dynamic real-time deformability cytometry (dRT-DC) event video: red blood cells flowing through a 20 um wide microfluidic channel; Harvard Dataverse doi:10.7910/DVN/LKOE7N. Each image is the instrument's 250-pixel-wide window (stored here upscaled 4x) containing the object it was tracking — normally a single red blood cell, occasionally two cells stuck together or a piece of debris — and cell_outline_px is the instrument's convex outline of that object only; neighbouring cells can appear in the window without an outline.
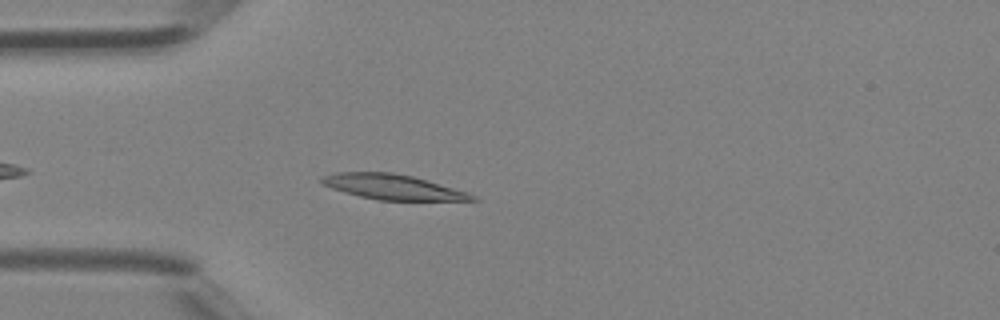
{"species": "Egyptian fruit bat (a non-hibernating species)", "species_latin": "Rousettus aegyptiacus", "temperature_condition": "room temperature", "stored_images_in_passage": 28, "camera_frame_rate_fps": 3000, "um_per_image_px": 0.085, "animal": {"sex": "female"}, "frame": {"image": 1, "passage_image": 4, "time_ms": 1.0, "image_size_px": [1000, 320], "cell_outline_px": [[480, 200], [380, 200], [360, 196], [344, 192], [332, 188], [324, 184], [320, 180], [320, 176], [336, 172], [392, 172], [412, 176], [468, 192], [476, 196]], "centroid_in_image_um": [33.37, 15.88], "position_along_channel_um": 51.6, "area_um2": 21.79}}
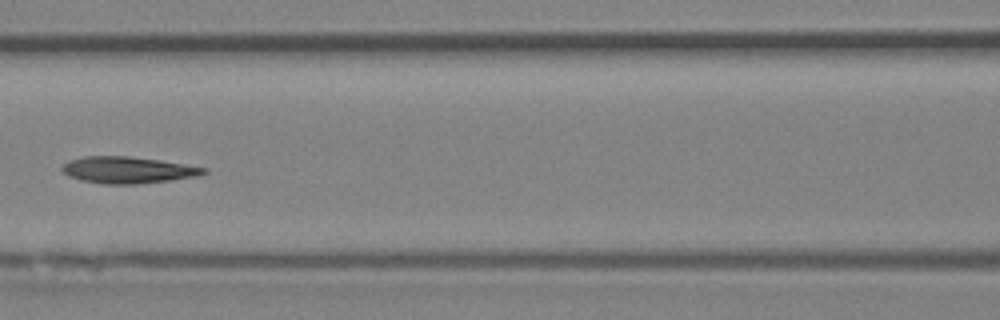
{"frame": {"image": 2, "passage_image": 11, "time_ms": 3.333, "image_size_px": [1000, 320], "cell_outline_px": [[208, 172], [196, 176], [168, 180], [136, 184], [104, 184], [80, 180], [68, 176], [60, 168], [68, 160], [84, 156], [128, 156], [160, 160], [208, 168]], "centroid_in_image_um": [10.83, 14.44], "position_along_channel_um": 155.8, "area_um2": 21.91}}
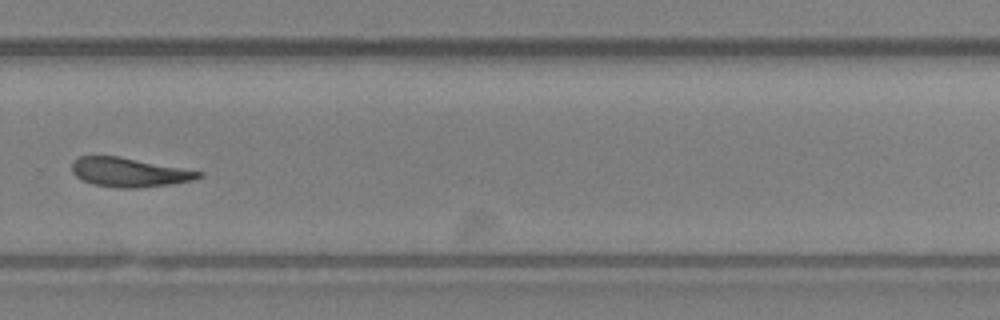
{"frame": {"image": 3, "passage_image": 21, "time_ms": 6.667, "image_size_px": [1000, 320], "cell_outline_px": [[204, 176], [192, 180], [172, 184], [140, 188], [116, 188], [92, 184], [76, 176], [72, 172], [72, 160], [80, 156], [120, 156], [204, 172]], "centroid_in_image_um": [10.99, 14.65], "position_along_channel_um": 318.8, "area_um2": 21.68}}